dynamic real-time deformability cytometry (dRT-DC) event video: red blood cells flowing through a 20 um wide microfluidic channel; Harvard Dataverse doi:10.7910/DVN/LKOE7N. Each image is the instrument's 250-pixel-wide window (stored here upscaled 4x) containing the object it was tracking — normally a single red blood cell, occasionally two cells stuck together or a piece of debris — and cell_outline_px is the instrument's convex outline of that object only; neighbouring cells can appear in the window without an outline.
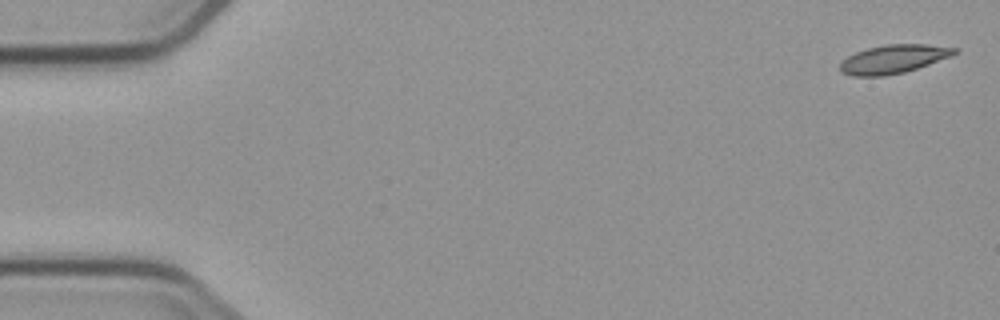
{"species": "common noctule bat (a hibernating species)", "species_latin": "Nyctalus noctula", "temperature_condition": "cold", "stored_images_in_passage": 6, "camera_frame_rate_fps": 3000, "um_per_image_px": 0.085, "animal": {"sex": "male", "body_mass_g": 23.1, "forearm_length_mm": 52.7}, "frame": {"image": 1, "passage_image": 1, "time_ms": 0.0, "image_size_px": [1000, 320], "cell_outline_px": [[956, 52], [952, 56], [904, 72], [884, 76], [852, 76], [840, 72], [840, 64], [848, 56], [856, 52], [868, 48], [888, 44], [924, 44], [956, 48]], "centroid_in_image_um": [75.91, 5.03], "position_along_channel_um": 9.1, "area_um2": 18.79}}
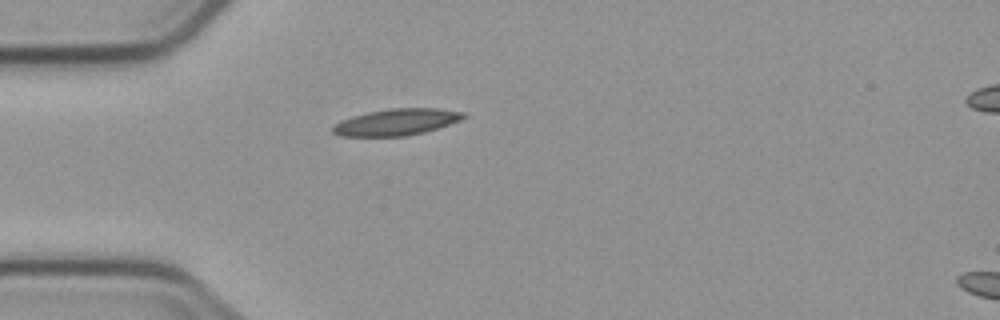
{"frame": {"image": 2, "passage_image": 5, "time_ms": 4.667, "image_size_px": [1000, 320], "cell_outline_px": [[468, 116], [460, 120], [424, 132], [404, 136], [340, 136], [332, 132], [332, 128], [340, 120], [352, 116], [368, 112], [388, 108], [436, 108], [464, 112]], "centroid_in_image_um": [33.69, 10.37], "position_along_channel_um": 51.3, "area_um2": 20.11}}